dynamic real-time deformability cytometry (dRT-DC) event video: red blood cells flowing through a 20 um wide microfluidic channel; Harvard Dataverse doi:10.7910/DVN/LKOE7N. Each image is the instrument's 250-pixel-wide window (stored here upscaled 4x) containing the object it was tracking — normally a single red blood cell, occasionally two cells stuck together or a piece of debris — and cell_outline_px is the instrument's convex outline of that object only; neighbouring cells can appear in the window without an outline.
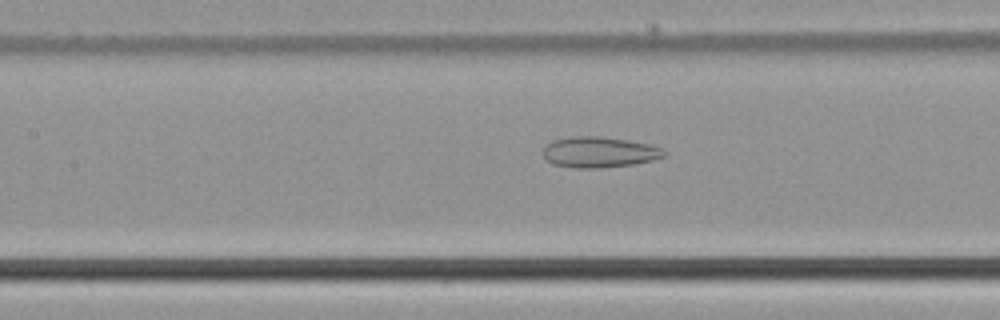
{"species": "common noctule bat (a hibernating species)", "species_latin": "Nyctalus noctula", "temperature_condition": "cold", "stored_images_in_passage": 49, "camera_frame_rate_fps": 3000, "um_per_image_px": 0.085, "animal": {"sex": "male", "body_mass_g": 21.5, "forearm_length_mm": 52.0}, "frame": {"image": 1, "passage_image": 22, "time_ms": 7.0, "image_size_px": [1000, 320], "cell_outline_px": [[664, 156], [652, 160], [632, 164], [600, 168], [572, 168], [552, 164], [544, 156], [544, 144], [552, 140], [572, 136], [596, 136], [628, 140], [648, 144], [660, 148], [664, 152]], "centroid_in_image_um": [50.86, 12.93], "position_along_channel_um": 156.5, "area_um2": 21.56}}
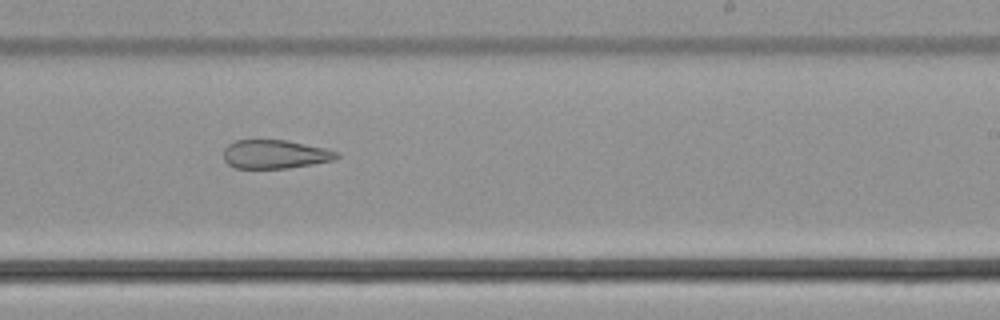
{"frame": {"image": 2, "passage_image": 30, "time_ms": 9.667, "image_size_px": [1000, 320], "cell_outline_px": [[340, 156], [336, 160], [288, 168], [236, 168], [228, 164], [224, 160], [224, 148], [228, 144], [236, 140], [288, 140], [324, 148], [340, 152]], "centroid_in_image_um": [23.4, 13.11], "position_along_channel_um": 265.6, "area_um2": 19.02}}
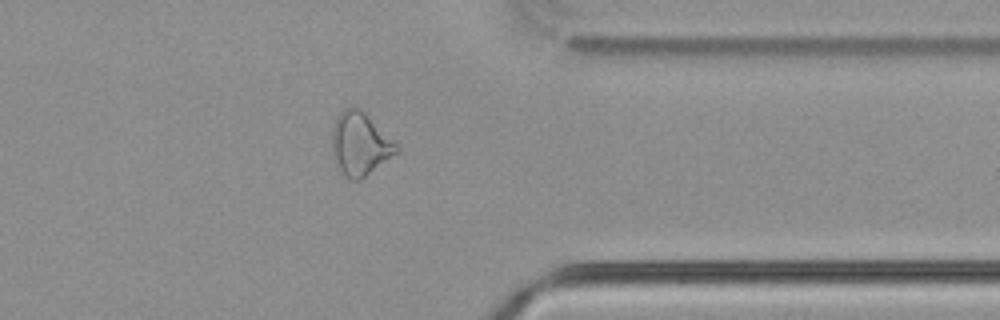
{"frame": {"image": 3, "passage_image": 39, "time_ms": 12.667, "image_size_px": [1000, 320], "cell_outline_px": [[400, 152], [360, 180], [348, 180], [344, 176], [336, 164], [332, 156], [332, 124], [336, 116], [348, 104], [356, 104], [400, 148]], "centroid_in_image_um": [30.56, 12.22], "position_along_channel_um": 380.8, "area_um2": 24.1}}